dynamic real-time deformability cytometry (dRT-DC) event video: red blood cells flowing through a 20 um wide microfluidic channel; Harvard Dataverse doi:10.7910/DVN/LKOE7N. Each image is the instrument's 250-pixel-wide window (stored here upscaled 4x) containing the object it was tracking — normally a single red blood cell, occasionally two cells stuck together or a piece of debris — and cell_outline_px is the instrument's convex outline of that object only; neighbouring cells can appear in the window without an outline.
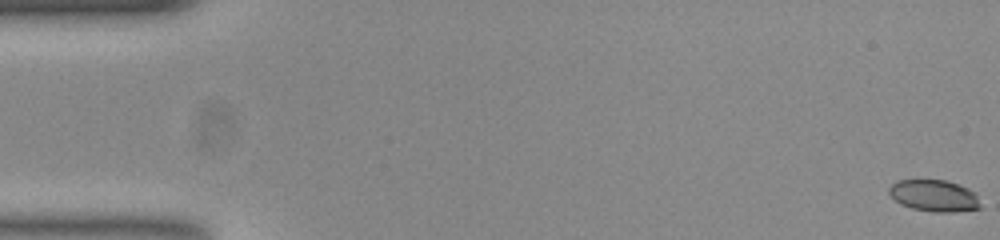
{"species": "common noctule bat (a hibernating species)", "species_latin": "Nyctalus noctula", "temperature_condition": "room temperature", "stored_images_in_passage": 54, "camera_frame_rate_fps": 3000, "um_per_image_px": 0.085, "animal": {"sex": "female", "body_mass_g": 23.0, "forearm_length_mm": 53.4}, "frame": {"image": 1, "passage_image": 1, "time_ms": 0.0, "image_size_px": [1000, 240], "cell_outline_px": [[980, 208], [952, 212], [932, 212], [912, 208], [900, 204], [888, 192], [888, 188], [896, 180], [944, 180], [960, 184], [976, 192], [980, 204]], "centroid_in_image_um": [79.41, 16.63], "position_along_channel_um": 5.6, "area_um2": 16.94}}
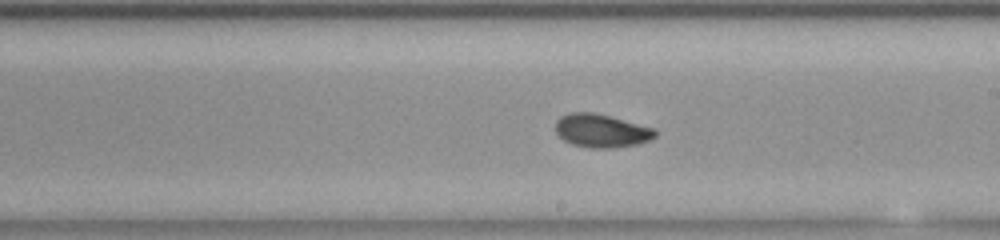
{"frame": {"image": 2, "passage_image": 31, "time_ms": 10.0, "image_size_px": [1000, 240], "cell_outline_px": [[656, 136], [648, 140], [636, 144], [608, 148], [588, 148], [572, 144], [564, 140], [556, 132], [556, 120], [560, 116], [572, 112], [596, 112], [656, 128]], "centroid_in_image_um": [51.11, 11.09], "position_along_channel_um": 237.9, "area_um2": 19.42}}
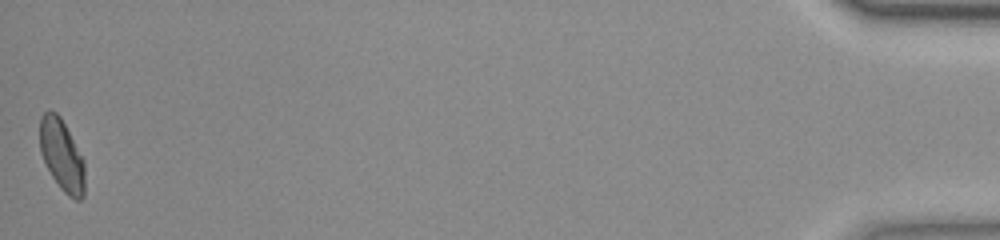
{"frame": {"image": 3, "passage_image": 54, "time_ms": 17.667, "image_size_px": [1000, 240], "cell_outline_px": [[84, 196], [80, 200], [76, 200], [68, 196], [60, 188], [52, 176], [40, 152], [40, 116], [44, 112], [56, 112], [60, 116], [84, 160]], "centroid_in_image_um": [5.26, 13.21], "position_along_channel_um": 429.9, "area_um2": 18.55}, "authors_computed_cell_mechanics": {"area_um2": 18.7561, "velocity_mm_per_s": 3.8282, "shape_relaxation_time_tau1_ms": 4.4137, "shape_relaxation_time_tau2_ms": 1.764, "deformation_change_tau1": 0.1265, "deformation_change_tau2": 0.0655}}